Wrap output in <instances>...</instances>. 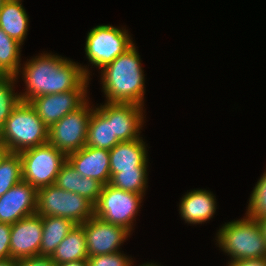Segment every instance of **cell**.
I'll list each match as a JSON object with an SVG mask.
<instances>
[{"mask_svg":"<svg viewBox=\"0 0 266 266\" xmlns=\"http://www.w3.org/2000/svg\"><path fill=\"white\" fill-rule=\"evenodd\" d=\"M22 161V179L36 189L55 184L67 156L46 143L19 152Z\"/></svg>","mask_w":266,"mask_h":266,"instance_id":"8992f818","label":"cell"},{"mask_svg":"<svg viewBox=\"0 0 266 266\" xmlns=\"http://www.w3.org/2000/svg\"><path fill=\"white\" fill-rule=\"evenodd\" d=\"M133 45L128 30L98 25L87 33L85 54L92 66L102 69Z\"/></svg>","mask_w":266,"mask_h":266,"instance_id":"ba28073f","label":"cell"},{"mask_svg":"<svg viewBox=\"0 0 266 266\" xmlns=\"http://www.w3.org/2000/svg\"><path fill=\"white\" fill-rule=\"evenodd\" d=\"M258 223L262 229V233L266 242V217L258 219Z\"/></svg>","mask_w":266,"mask_h":266,"instance_id":"e575fe53","label":"cell"},{"mask_svg":"<svg viewBox=\"0 0 266 266\" xmlns=\"http://www.w3.org/2000/svg\"><path fill=\"white\" fill-rule=\"evenodd\" d=\"M228 266H266V258L241 259L229 261Z\"/></svg>","mask_w":266,"mask_h":266,"instance_id":"4dcf8cb0","label":"cell"},{"mask_svg":"<svg viewBox=\"0 0 266 266\" xmlns=\"http://www.w3.org/2000/svg\"><path fill=\"white\" fill-rule=\"evenodd\" d=\"M144 106L133 103L106 102L97 108L112 121L113 137L120 142L141 138Z\"/></svg>","mask_w":266,"mask_h":266,"instance_id":"7c38bea8","label":"cell"},{"mask_svg":"<svg viewBox=\"0 0 266 266\" xmlns=\"http://www.w3.org/2000/svg\"><path fill=\"white\" fill-rule=\"evenodd\" d=\"M140 266H160V265H157V264H154V263H145V264H142Z\"/></svg>","mask_w":266,"mask_h":266,"instance_id":"d590c367","label":"cell"},{"mask_svg":"<svg viewBox=\"0 0 266 266\" xmlns=\"http://www.w3.org/2000/svg\"><path fill=\"white\" fill-rule=\"evenodd\" d=\"M250 195L246 215L256 220L266 217V172L260 177Z\"/></svg>","mask_w":266,"mask_h":266,"instance_id":"4316f807","label":"cell"},{"mask_svg":"<svg viewBox=\"0 0 266 266\" xmlns=\"http://www.w3.org/2000/svg\"><path fill=\"white\" fill-rule=\"evenodd\" d=\"M56 266H88L87 261H72V262H63L60 264H56Z\"/></svg>","mask_w":266,"mask_h":266,"instance_id":"1f68e13d","label":"cell"},{"mask_svg":"<svg viewBox=\"0 0 266 266\" xmlns=\"http://www.w3.org/2000/svg\"><path fill=\"white\" fill-rule=\"evenodd\" d=\"M6 1H7V0H0V10H1L3 4H4Z\"/></svg>","mask_w":266,"mask_h":266,"instance_id":"8d00e7d4","label":"cell"},{"mask_svg":"<svg viewBox=\"0 0 266 266\" xmlns=\"http://www.w3.org/2000/svg\"><path fill=\"white\" fill-rule=\"evenodd\" d=\"M88 266H133V259L120 252L87 258Z\"/></svg>","mask_w":266,"mask_h":266,"instance_id":"83f0119b","label":"cell"},{"mask_svg":"<svg viewBox=\"0 0 266 266\" xmlns=\"http://www.w3.org/2000/svg\"><path fill=\"white\" fill-rule=\"evenodd\" d=\"M135 44L101 70L106 101L144 106L145 78Z\"/></svg>","mask_w":266,"mask_h":266,"instance_id":"7a4b0ae2","label":"cell"},{"mask_svg":"<svg viewBox=\"0 0 266 266\" xmlns=\"http://www.w3.org/2000/svg\"><path fill=\"white\" fill-rule=\"evenodd\" d=\"M9 153L8 148L0 139V163L4 159V157Z\"/></svg>","mask_w":266,"mask_h":266,"instance_id":"d6a6232c","label":"cell"},{"mask_svg":"<svg viewBox=\"0 0 266 266\" xmlns=\"http://www.w3.org/2000/svg\"><path fill=\"white\" fill-rule=\"evenodd\" d=\"M49 128L29 102L20 101L0 130V139L10 153L48 143Z\"/></svg>","mask_w":266,"mask_h":266,"instance_id":"277c9868","label":"cell"},{"mask_svg":"<svg viewBox=\"0 0 266 266\" xmlns=\"http://www.w3.org/2000/svg\"><path fill=\"white\" fill-rule=\"evenodd\" d=\"M42 218L34 214L11 224L10 257L20 260L40 255Z\"/></svg>","mask_w":266,"mask_h":266,"instance_id":"4fadbf2b","label":"cell"},{"mask_svg":"<svg viewBox=\"0 0 266 266\" xmlns=\"http://www.w3.org/2000/svg\"><path fill=\"white\" fill-rule=\"evenodd\" d=\"M36 214L59 216L75 224H83L94 216V204L83 196L53 184L37 189Z\"/></svg>","mask_w":266,"mask_h":266,"instance_id":"5b68a950","label":"cell"},{"mask_svg":"<svg viewBox=\"0 0 266 266\" xmlns=\"http://www.w3.org/2000/svg\"><path fill=\"white\" fill-rule=\"evenodd\" d=\"M22 180L21 157L9 152L0 163V197Z\"/></svg>","mask_w":266,"mask_h":266,"instance_id":"d4e9b609","label":"cell"},{"mask_svg":"<svg viewBox=\"0 0 266 266\" xmlns=\"http://www.w3.org/2000/svg\"><path fill=\"white\" fill-rule=\"evenodd\" d=\"M56 264L72 261H87L88 251L83 226L76 224L58 245L51 256Z\"/></svg>","mask_w":266,"mask_h":266,"instance_id":"ffe728a7","label":"cell"},{"mask_svg":"<svg viewBox=\"0 0 266 266\" xmlns=\"http://www.w3.org/2000/svg\"><path fill=\"white\" fill-rule=\"evenodd\" d=\"M6 76V74L0 69V77Z\"/></svg>","mask_w":266,"mask_h":266,"instance_id":"74e56055","label":"cell"},{"mask_svg":"<svg viewBox=\"0 0 266 266\" xmlns=\"http://www.w3.org/2000/svg\"><path fill=\"white\" fill-rule=\"evenodd\" d=\"M19 72L26 86V91L19 93L23 102L37 96L74 90L90 77L86 66L51 53H41L26 61Z\"/></svg>","mask_w":266,"mask_h":266,"instance_id":"6da1fadb","label":"cell"},{"mask_svg":"<svg viewBox=\"0 0 266 266\" xmlns=\"http://www.w3.org/2000/svg\"><path fill=\"white\" fill-rule=\"evenodd\" d=\"M36 209L37 189L22 180L0 197V222L14 224L36 214Z\"/></svg>","mask_w":266,"mask_h":266,"instance_id":"5bb4252c","label":"cell"},{"mask_svg":"<svg viewBox=\"0 0 266 266\" xmlns=\"http://www.w3.org/2000/svg\"><path fill=\"white\" fill-rule=\"evenodd\" d=\"M22 0H7L0 10V27L11 38L23 45L26 38L29 16Z\"/></svg>","mask_w":266,"mask_h":266,"instance_id":"d6986e66","label":"cell"},{"mask_svg":"<svg viewBox=\"0 0 266 266\" xmlns=\"http://www.w3.org/2000/svg\"><path fill=\"white\" fill-rule=\"evenodd\" d=\"M67 161L82 176L97 180L103 186L110 183L109 150L84 146L67 155Z\"/></svg>","mask_w":266,"mask_h":266,"instance_id":"9a60e30c","label":"cell"},{"mask_svg":"<svg viewBox=\"0 0 266 266\" xmlns=\"http://www.w3.org/2000/svg\"><path fill=\"white\" fill-rule=\"evenodd\" d=\"M216 204L215 195L209 190H193L182 197L179 214L186 223L202 224L213 218Z\"/></svg>","mask_w":266,"mask_h":266,"instance_id":"e0dca14e","label":"cell"},{"mask_svg":"<svg viewBox=\"0 0 266 266\" xmlns=\"http://www.w3.org/2000/svg\"><path fill=\"white\" fill-rule=\"evenodd\" d=\"M147 145L142 137L119 142L109 150L110 172L120 173L128 170H147Z\"/></svg>","mask_w":266,"mask_h":266,"instance_id":"2e32d148","label":"cell"},{"mask_svg":"<svg viewBox=\"0 0 266 266\" xmlns=\"http://www.w3.org/2000/svg\"><path fill=\"white\" fill-rule=\"evenodd\" d=\"M90 78H86L76 89L58 94L37 96L29 101L39 118L49 128L62 119L66 114L77 110L88 99V85Z\"/></svg>","mask_w":266,"mask_h":266,"instance_id":"30bf717a","label":"cell"},{"mask_svg":"<svg viewBox=\"0 0 266 266\" xmlns=\"http://www.w3.org/2000/svg\"><path fill=\"white\" fill-rule=\"evenodd\" d=\"M83 226L88 257L120 252V246L130 236L125 227L106 222L95 215Z\"/></svg>","mask_w":266,"mask_h":266,"instance_id":"8fae6325","label":"cell"},{"mask_svg":"<svg viewBox=\"0 0 266 266\" xmlns=\"http://www.w3.org/2000/svg\"><path fill=\"white\" fill-rule=\"evenodd\" d=\"M42 218V242L40 255L52 256L58 245L76 225L68 218L59 216H41Z\"/></svg>","mask_w":266,"mask_h":266,"instance_id":"44dd1931","label":"cell"},{"mask_svg":"<svg viewBox=\"0 0 266 266\" xmlns=\"http://www.w3.org/2000/svg\"><path fill=\"white\" fill-rule=\"evenodd\" d=\"M55 185L61 189L87 198L94 205L97 203L103 187L95 179L82 177L68 161L61 166L56 177Z\"/></svg>","mask_w":266,"mask_h":266,"instance_id":"ac0fdd59","label":"cell"},{"mask_svg":"<svg viewBox=\"0 0 266 266\" xmlns=\"http://www.w3.org/2000/svg\"><path fill=\"white\" fill-rule=\"evenodd\" d=\"M217 245L230 261L266 258V242L258 220L246 215L223 224L216 237Z\"/></svg>","mask_w":266,"mask_h":266,"instance_id":"3957f363","label":"cell"},{"mask_svg":"<svg viewBox=\"0 0 266 266\" xmlns=\"http://www.w3.org/2000/svg\"><path fill=\"white\" fill-rule=\"evenodd\" d=\"M16 266H56L51 256H32L16 260Z\"/></svg>","mask_w":266,"mask_h":266,"instance_id":"f546056e","label":"cell"},{"mask_svg":"<svg viewBox=\"0 0 266 266\" xmlns=\"http://www.w3.org/2000/svg\"><path fill=\"white\" fill-rule=\"evenodd\" d=\"M22 44L9 37L0 27V69L6 75L18 77L21 68Z\"/></svg>","mask_w":266,"mask_h":266,"instance_id":"603a6c76","label":"cell"},{"mask_svg":"<svg viewBox=\"0 0 266 266\" xmlns=\"http://www.w3.org/2000/svg\"><path fill=\"white\" fill-rule=\"evenodd\" d=\"M18 78L13 75L0 77V130L13 109L21 101L20 95L15 93L14 84Z\"/></svg>","mask_w":266,"mask_h":266,"instance_id":"484cf974","label":"cell"},{"mask_svg":"<svg viewBox=\"0 0 266 266\" xmlns=\"http://www.w3.org/2000/svg\"><path fill=\"white\" fill-rule=\"evenodd\" d=\"M87 100L77 110L66 114L49 127L48 143L59 149L66 156L86 145L88 123L94 107H89Z\"/></svg>","mask_w":266,"mask_h":266,"instance_id":"9c48e42d","label":"cell"},{"mask_svg":"<svg viewBox=\"0 0 266 266\" xmlns=\"http://www.w3.org/2000/svg\"><path fill=\"white\" fill-rule=\"evenodd\" d=\"M143 197L142 194L123 191L108 183L102 187L99 199L94 205V215L132 232V225L138 215Z\"/></svg>","mask_w":266,"mask_h":266,"instance_id":"52a82bcc","label":"cell"},{"mask_svg":"<svg viewBox=\"0 0 266 266\" xmlns=\"http://www.w3.org/2000/svg\"><path fill=\"white\" fill-rule=\"evenodd\" d=\"M11 224L0 222V260L10 258Z\"/></svg>","mask_w":266,"mask_h":266,"instance_id":"f1b7e54d","label":"cell"},{"mask_svg":"<svg viewBox=\"0 0 266 266\" xmlns=\"http://www.w3.org/2000/svg\"><path fill=\"white\" fill-rule=\"evenodd\" d=\"M119 142L113 137L112 121L94 107L88 123L86 146L111 150Z\"/></svg>","mask_w":266,"mask_h":266,"instance_id":"7402d4cb","label":"cell"},{"mask_svg":"<svg viewBox=\"0 0 266 266\" xmlns=\"http://www.w3.org/2000/svg\"><path fill=\"white\" fill-rule=\"evenodd\" d=\"M0 266H16V260L10 258L0 260Z\"/></svg>","mask_w":266,"mask_h":266,"instance_id":"836d02e7","label":"cell"},{"mask_svg":"<svg viewBox=\"0 0 266 266\" xmlns=\"http://www.w3.org/2000/svg\"><path fill=\"white\" fill-rule=\"evenodd\" d=\"M147 170H128L111 173L110 185L123 191L145 195L147 189Z\"/></svg>","mask_w":266,"mask_h":266,"instance_id":"cb8c5ba5","label":"cell"}]
</instances>
